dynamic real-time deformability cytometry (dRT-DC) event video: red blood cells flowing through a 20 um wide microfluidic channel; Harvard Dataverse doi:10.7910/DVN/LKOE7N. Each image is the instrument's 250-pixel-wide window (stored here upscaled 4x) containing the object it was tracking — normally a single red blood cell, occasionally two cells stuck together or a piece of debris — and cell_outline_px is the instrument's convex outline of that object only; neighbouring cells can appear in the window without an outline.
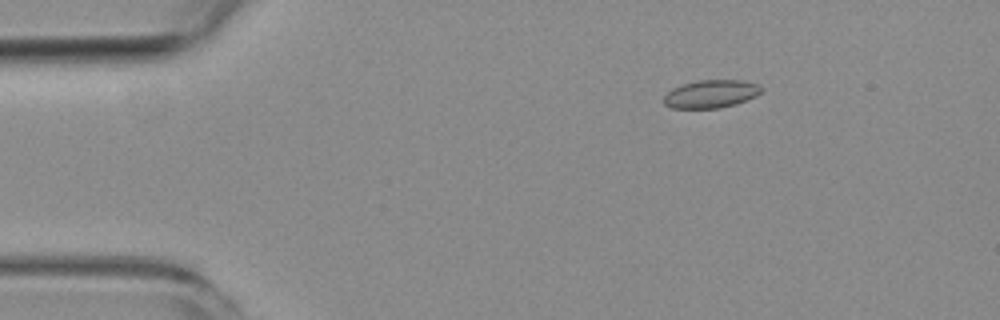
{"species": "common noctule bat (a hibernating species)", "species_latin": "Nyctalus noctula", "temperature_condition": "room temperature", "stored_images_in_passage": 4, "camera_frame_rate_fps": 3000, "um_per_image_px": 0.085, "animal": {"sex": "female", "body_mass_g": 19.3, "forearm_length_mm": 54.1}, "frame": {"image": 1, "passage_image": 2, "time_ms": 1.333, "image_size_px": [1000, 320], "cell_outline_px": [[764, 92], [756, 96], [736, 104], [720, 108], [672, 108], [664, 104], [664, 96], [672, 88], [684, 84], [700, 80], [740, 80], [760, 84], [764, 88]], "centroid_in_image_um": [60.49, 7.98], "position_along_channel_um": 24.5, "area_um2": 16.01}}